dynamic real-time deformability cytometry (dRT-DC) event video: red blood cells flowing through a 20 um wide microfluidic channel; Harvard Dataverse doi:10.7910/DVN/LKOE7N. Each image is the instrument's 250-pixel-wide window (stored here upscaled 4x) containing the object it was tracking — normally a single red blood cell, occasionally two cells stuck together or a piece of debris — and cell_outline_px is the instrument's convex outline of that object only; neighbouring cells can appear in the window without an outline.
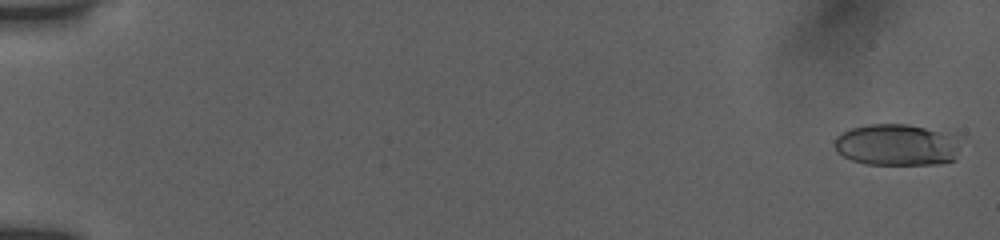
{"species": "human", "species_latin": "Homo sapiens", "temperature_condition": "room temperature", "stored_images_in_passage": 55, "camera_frame_rate_fps": 3000, "um_per_image_px": 0.085, "donor": {"sex": "female"}, "frame": {"image": 1, "passage_image": 2, "time_ms": 0.333, "image_size_px": [1000, 240], "cell_outline_px": [[956, 160], [936, 164], [864, 164], [852, 160], [836, 152], [832, 144], [836, 136], [852, 128], [868, 124], [908, 124], [956, 136]], "centroid_in_image_um": [76.14, 12.32], "position_along_channel_um": 8.9, "area_um2": 30.29}}
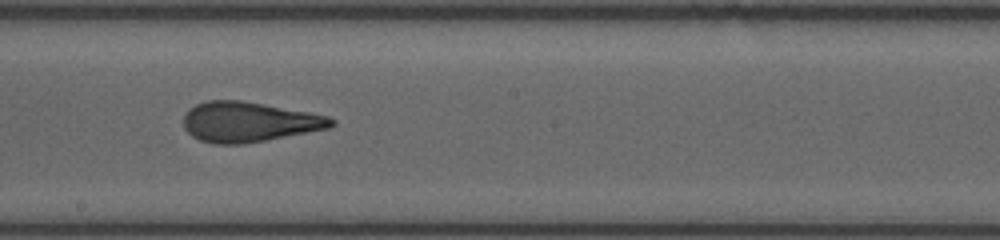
{"frame": {"image": 2, "passage_image": 33, "time_ms": 10.667, "image_size_px": [1000, 240], "cell_outline_px": [[336, 124], [328, 128], [264, 140], [240, 144], [212, 144], [200, 140], [192, 136], [184, 128], [184, 112], [188, 108], [196, 104], [208, 100], [240, 100], [308, 112], [328, 116], [336, 120]], "centroid_in_image_um": [21.11, 10.36], "position_along_channel_um": 227.1, "area_um2": 34.28}}
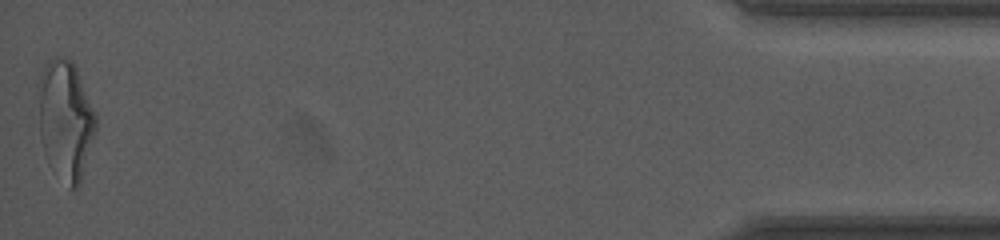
{"frame": {"image": 3, "passage_image": 55, "time_ms": 18.0, "image_size_px": [1000, 240], "cell_outline_px": [[96, 132], [80, 184], [76, 188], [72, 188], [48, 164], [44, 156], [40, 136], [36, 84], [40, 72], [44, 64], [48, 60], [56, 56], [68, 56], [72, 60], [76, 68], [96, 112]], "centroid_in_image_um": [5.54, 10.12], "position_along_channel_um": 429.7, "area_um2": 40.86}, "authors_computed_cell_mechanics": {"area_um2": 33.9286, "velocity_mm_per_s": 3.8922, "shape_relaxation_time_tau1_ms": 6.1179, "shape_relaxation_time_tau2_ms": 1.4574, "deformation_change_tau1": 0.2322, "deformation_change_tau2": 0.1139}}